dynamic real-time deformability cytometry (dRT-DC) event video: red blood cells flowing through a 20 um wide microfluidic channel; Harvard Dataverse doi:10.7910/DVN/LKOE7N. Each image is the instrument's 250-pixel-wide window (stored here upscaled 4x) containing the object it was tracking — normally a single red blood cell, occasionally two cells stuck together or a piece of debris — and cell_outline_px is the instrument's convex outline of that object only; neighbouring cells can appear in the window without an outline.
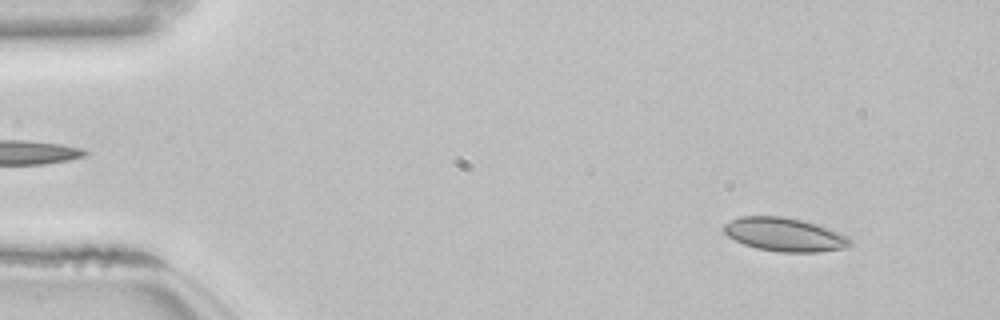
{"species": "common noctule bat (a hibernating species)", "species_latin": "Nyctalus noctula", "temperature_condition": "room temperature", "stored_images_in_passage": 53, "camera_frame_rate_fps": 3000, "um_per_image_px": 0.085, "animal": {"sex": "female", "body_mass_g": 22.7, "forearm_length_mm": 54.2}, "frame": {"image": 1, "passage_image": 5, "time_ms": 1.333, "image_size_px": [1000, 320], "cell_outline_px": [[852, 244], [844, 248], [820, 252], [780, 252], [756, 248], [744, 244], [728, 236], [724, 232], [724, 224], [740, 216], [784, 216], [804, 220], [828, 228], [848, 236], [852, 240]], "centroid_in_image_um": [66.71, 19.93], "position_along_channel_um": 18.3, "area_um2": 24.74}}
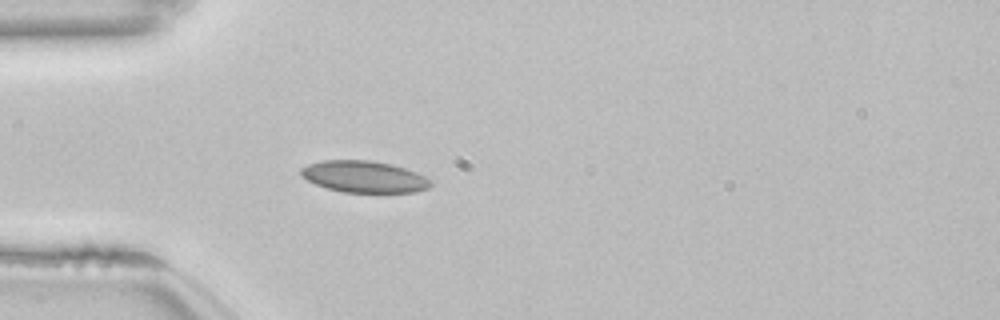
{"frame": {"image": 2, "passage_image": 15, "time_ms": 4.667, "image_size_px": [1000, 320], "cell_outline_px": [[432, 184], [428, 188], [416, 192], [344, 192], [328, 188], [316, 184], [300, 176], [300, 168], [308, 164], [324, 160], [368, 160], [392, 164], [416, 172], [432, 180]], "centroid_in_image_um": [30.95, 15.01], "position_along_channel_um": 54.1, "area_um2": 23.87}}
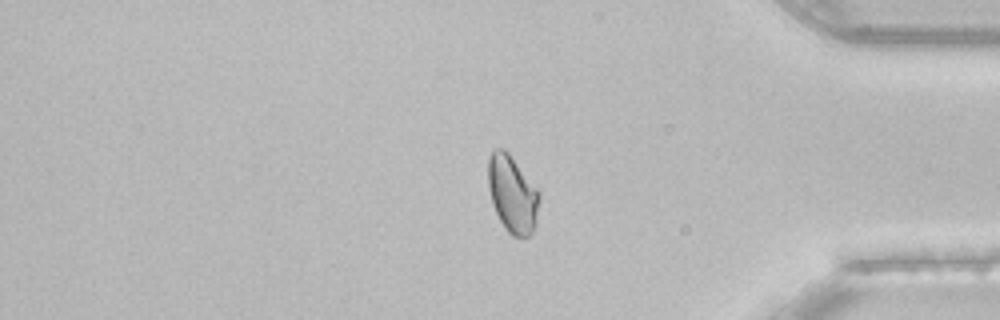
{"frame": {"image": 3, "passage_image": 44, "time_ms": 14.333, "image_size_px": [1000, 320], "cell_outline_px": [[540, 196], [536, 224], [532, 232], [528, 236], [512, 236], [504, 228], [492, 204], [488, 188], [488, 156], [492, 148], [504, 148], [508, 152], [540, 192]], "centroid_in_image_um": [43.54, 16.47], "position_along_channel_um": 391.7, "area_um2": 23.18}, "authors_computed_cell_mechanics": {"area_um2": 23.5246, "velocity_mm_per_s": 3.8318, "shape_relaxation_time_tau1_ms": null, "shape_relaxation_time_tau2_ms": 1.0458, "deformation_change_tau1": null, "deformation_change_tau2": 0.0524}}